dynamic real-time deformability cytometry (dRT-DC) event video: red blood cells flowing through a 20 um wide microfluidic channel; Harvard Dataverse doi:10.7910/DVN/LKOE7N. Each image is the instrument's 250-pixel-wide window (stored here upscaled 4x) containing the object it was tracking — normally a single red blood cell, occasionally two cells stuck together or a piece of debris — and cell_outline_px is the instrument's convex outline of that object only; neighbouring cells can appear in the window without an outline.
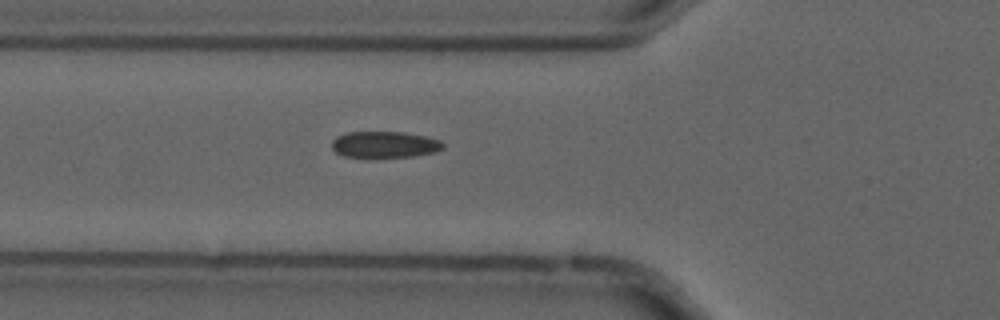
{"species": "common noctule bat (a hibernating species)", "species_latin": "Nyctalus noctula", "temperature_condition": "cold", "stored_images_in_passage": 46, "camera_frame_rate_fps": 3000, "um_per_image_px": 0.085, "animal": {"sex": "male", "forearm_length_mm": 52.5}, "frame": {"image": 1, "passage_image": 19, "time_ms": 6.0, "image_size_px": [1000, 320], "cell_outline_px": [[444, 148], [436, 152], [412, 156], [344, 156], [336, 152], [332, 148], [332, 140], [336, 136], [348, 132], [404, 132], [424, 136], [440, 140], [444, 144]], "centroid_in_image_um": [32.7, 12.27], "position_along_channel_um": 93.1, "area_um2": 16.82}}
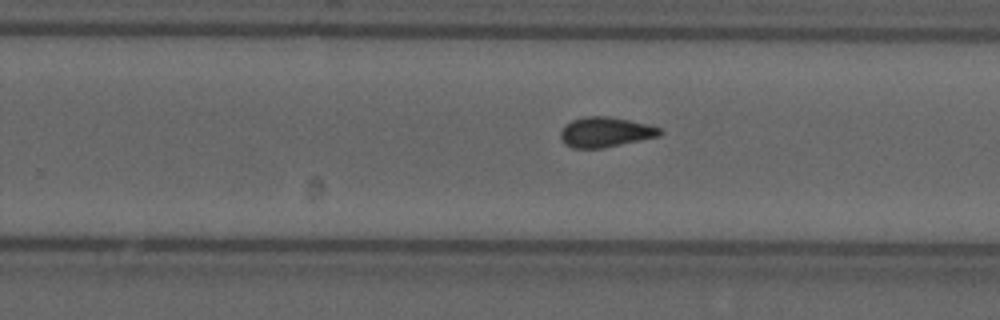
{"frame": {"image": 2, "passage_image": 34, "time_ms": 11.0, "image_size_px": [1000, 320], "cell_outline_px": [[664, 132], [660, 136], [604, 148], [572, 148], [564, 144], [560, 136], [560, 132], [564, 124], [572, 120], [584, 116], [608, 116], [648, 124], [660, 128]], "centroid_in_image_um": [51.45, 11.23], "position_along_channel_um": 278.4, "area_um2": 17.57}}
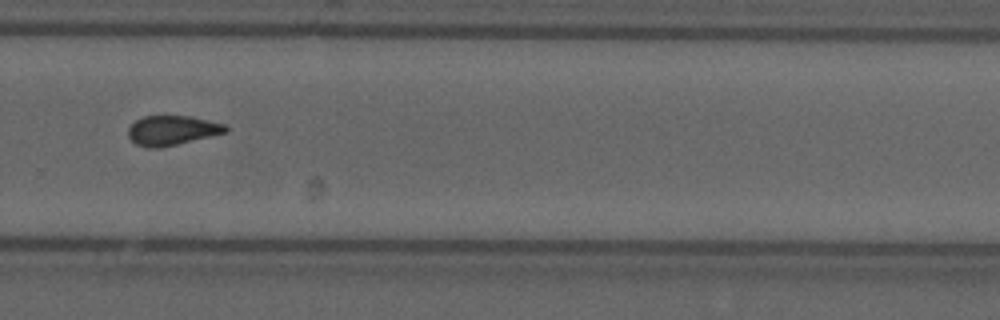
{"frame": {"image": 3, "passage_image": 37, "time_ms": 12.0, "image_size_px": [1000, 320], "cell_outline_px": [[228, 132], [160, 148], [148, 148], [136, 144], [128, 136], [128, 128], [136, 120], [144, 116], [192, 116], [224, 124], [228, 128]], "centroid_in_image_um": [14.62, 11.08], "position_along_channel_um": 315.2, "area_um2": 16.76}, "authors_computed_cell_mechanics": {"area_um2": 17.4267, "velocity_mm_per_s": 3.6954, "shape_relaxation_time_tau1_ms": null, "shape_relaxation_time_tau2_ms": 1.6664, "deformation_change_tau1": null, "deformation_change_tau2": 0.0591}}